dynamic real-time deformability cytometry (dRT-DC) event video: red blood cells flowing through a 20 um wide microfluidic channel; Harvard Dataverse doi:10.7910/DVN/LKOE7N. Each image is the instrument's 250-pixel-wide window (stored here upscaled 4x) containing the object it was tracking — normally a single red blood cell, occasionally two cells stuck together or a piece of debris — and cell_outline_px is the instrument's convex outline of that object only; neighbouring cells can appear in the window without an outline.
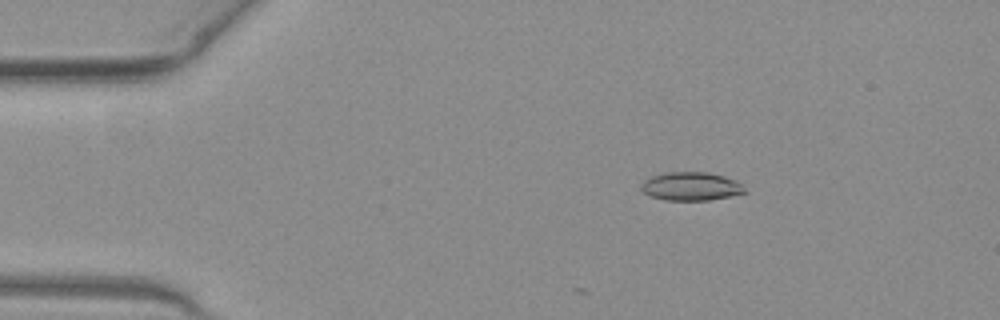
{"species": "common noctule bat (a hibernating species)", "species_latin": "Nyctalus noctula", "temperature_condition": "warm", "stored_images_in_passage": 8, "camera_frame_rate_fps": 3000, "um_per_image_px": 0.085, "animal": {"sex": "female", "body_mass_g": 19.3, "forearm_length_mm": 54.1}, "frame": {"image": 1, "passage_image": 8, "time_ms": 2.333, "image_size_px": [1000, 320], "cell_outline_px": [[748, 192], [708, 200], [664, 200], [652, 196], [644, 192], [640, 188], [640, 184], [644, 180], [652, 176], [664, 172], [708, 172], [724, 176], [736, 180], [744, 184]], "centroid_in_image_um": [58.76, 15.83], "position_along_channel_um": 26.2, "area_um2": 17.28}}